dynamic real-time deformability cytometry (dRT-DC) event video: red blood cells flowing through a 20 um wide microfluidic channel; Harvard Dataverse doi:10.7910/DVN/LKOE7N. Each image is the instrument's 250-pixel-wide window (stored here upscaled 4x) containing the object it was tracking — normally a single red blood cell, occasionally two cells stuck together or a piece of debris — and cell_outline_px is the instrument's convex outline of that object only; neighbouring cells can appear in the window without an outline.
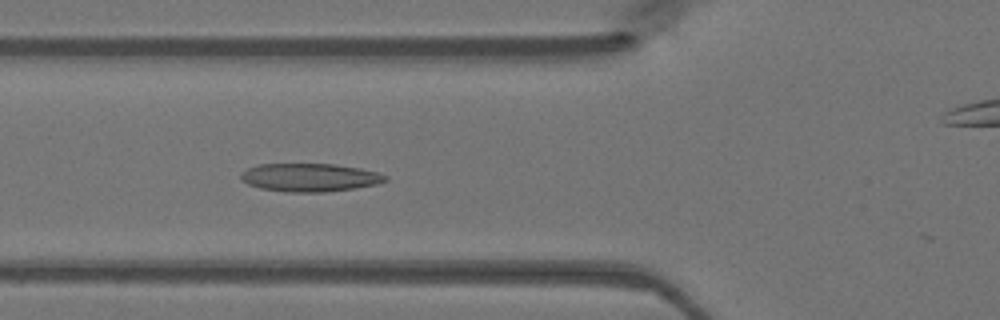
{"species": "Egyptian fruit bat (a non-hibernating species)", "species_latin": "Rousettus aegyptiacus", "temperature_condition": "warm", "stored_images_in_passage": 35, "camera_frame_rate_fps": 3000, "um_per_image_px": 0.085, "animal": {"sex": "female"}, "frame": {"image": 1, "passage_image": 4, "time_ms": 1.0, "image_size_px": [1000, 320], "cell_outline_px": [[388, 180], [376, 184], [356, 188], [328, 192], [284, 192], [260, 188], [248, 184], [240, 180], [240, 172], [248, 168], [260, 164], [336, 164], [360, 168], [376, 172], [388, 176]], "centroid_in_image_um": [26.31, 15.09], "position_along_channel_um": 99.5, "area_um2": 23.93}}
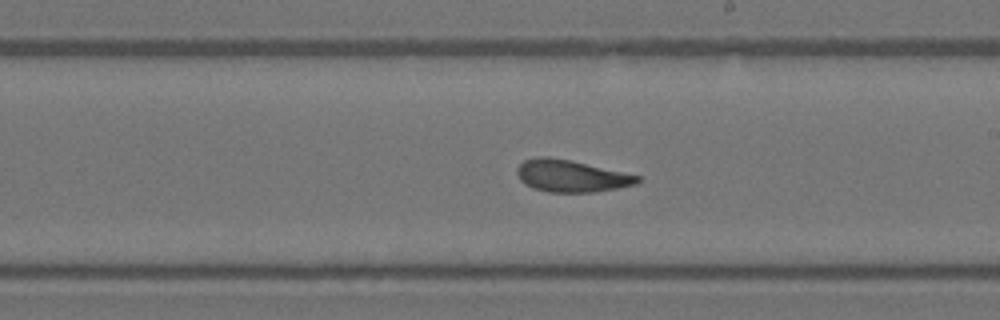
{"frame": {"image": 2, "passage_image": 14, "time_ms": 4.333, "image_size_px": [1000, 320], "cell_outline_px": [[640, 180], [636, 184], [616, 188], [592, 192], [548, 192], [532, 188], [524, 184], [520, 180], [516, 172], [516, 168], [524, 160], [540, 156], [548, 156], [568, 160], [640, 176]], "centroid_in_image_um": [48.48, 14.96], "position_along_channel_um": 240.5, "area_um2": 22.2}}
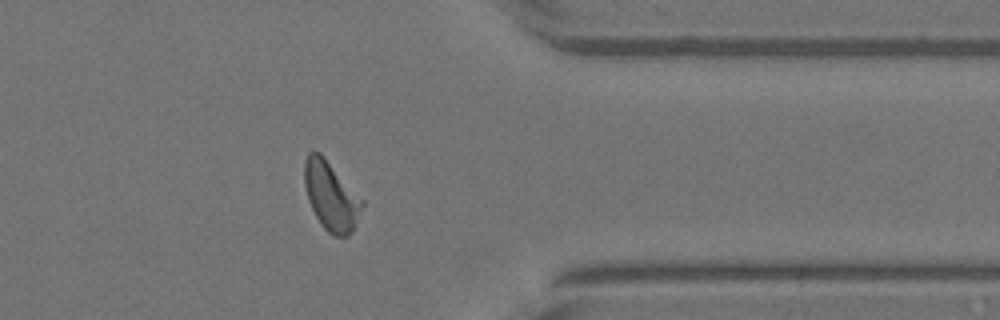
{"frame": {"image": 3, "passage_image": 25, "time_ms": 8.0, "image_size_px": [1000, 320], "cell_outline_px": [[364, 204], [352, 232], [348, 236], [332, 236], [320, 224], [308, 200], [304, 184], [304, 160], [308, 152], [320, 152], [324, 156], [364, 200]], "centroid_in_image_um": [28.13, 16.66], "position_along_channel_um": 383.3, "area_um2": 23.24}}